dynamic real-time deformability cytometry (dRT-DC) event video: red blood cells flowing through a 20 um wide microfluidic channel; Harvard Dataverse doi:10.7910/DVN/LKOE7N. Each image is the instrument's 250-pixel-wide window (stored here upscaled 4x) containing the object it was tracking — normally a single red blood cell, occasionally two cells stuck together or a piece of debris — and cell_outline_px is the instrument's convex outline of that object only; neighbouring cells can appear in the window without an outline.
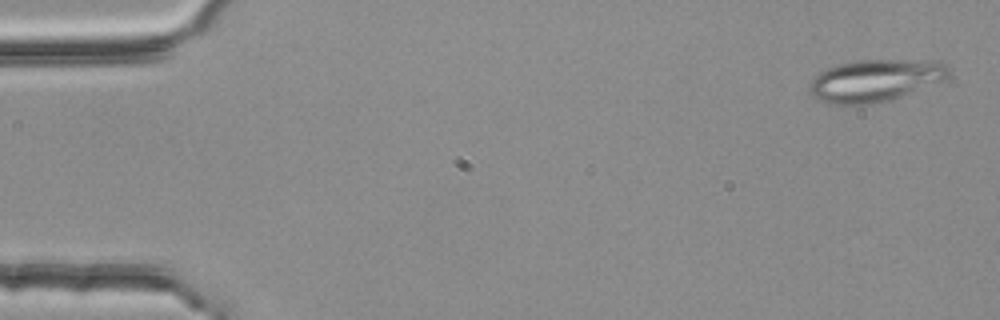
{"species": "common noctule bat (a hibernating species)", "species_latin": "Nyctalus noctula", "temperature_condition": "room temperature", "stored_images_in_passage": 4, "camera_frame_rate_fps": 3000, "um_per_image_px": 0.085, "animal": {"sex": "female", "body_mass_g": 25.1}, "frame": {"image": 1, "passage_image": 1, "time_ms": 0.0, "image_size_px": [1000, 320], "cell_outline_px": [[948, 80], [892, 100], [868, 104], [824, 104], [816, 100], [808, 92], [808, 84], [820, 72], [828, 68], [840, 64], [856, 60], [940, 60], [948, 64]], "centroid_in_image_um": [74.42, 6.85], "position_along_channel_um": 10.6, "area_um2": 34.91}}